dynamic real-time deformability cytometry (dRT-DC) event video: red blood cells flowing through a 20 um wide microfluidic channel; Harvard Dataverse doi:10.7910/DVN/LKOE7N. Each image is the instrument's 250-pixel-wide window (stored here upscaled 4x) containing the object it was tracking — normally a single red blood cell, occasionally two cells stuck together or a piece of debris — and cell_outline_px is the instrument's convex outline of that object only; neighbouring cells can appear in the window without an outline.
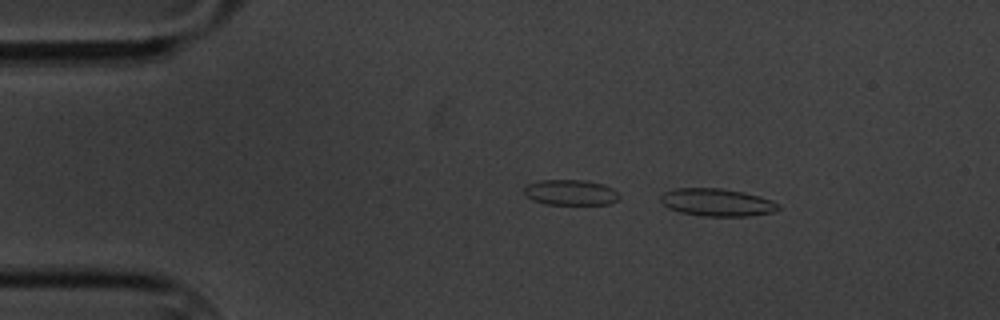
{"species": "common noctule bat (a hibernating species)", "species_latin": "Nyctalus noctula", "temperature_condition": "cold", "stored_images_in_passage": 37, "camera_frame_rate_fps": 3000, "um_per_image_px": 0.085, "animal": {"sex": "male", "body_mass_g": 20.1, "forearm_length_mm": 53.5}, "frame": {"image": 1, "passage_image": 3, "time_ms": 0.667, "image_size_px": [1000, 320], "cell_outline_px": [[780, 208], [772, 212], [748, 216], [704, 216], [680, 212], [668, 208], [660, 200], [660, 196], [664, 192], [676, 188], [720, 188], [744, 192], [760, 196], [772, 200], [780, 204]], "centroid_in_image_um": [60.95, 17.2], "position_along_channel_um": 24.0, "area_um2": 18.96}}
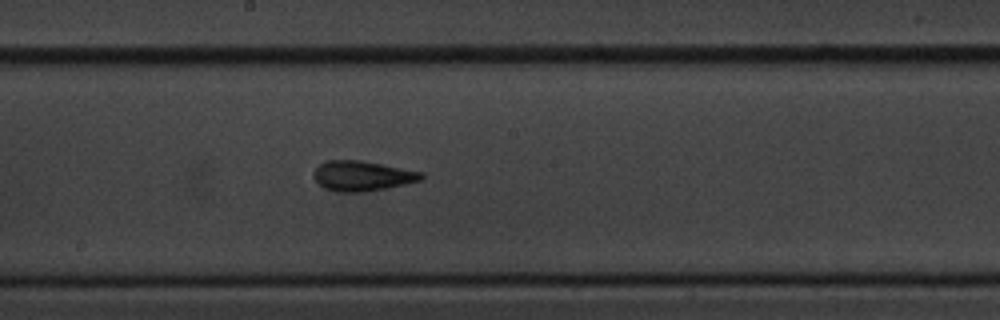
{"frame": {"image": 2, "passage_image": 26, "time_ms": 8.333, "image_size_px": [1000, 320], "cell_outline_px": [[424, 176], [420, 180], [404, 184], [384, 188], [360, 192], [336, 192], [324, 188], [312, 176], [312, 172], [320, 164], [328, 160], [360, 160], [424, 172]], "centroid_in_image_um": [30.76, 14.94], "position_along_channel_um": 217.4, "area_um2": 18.73}}
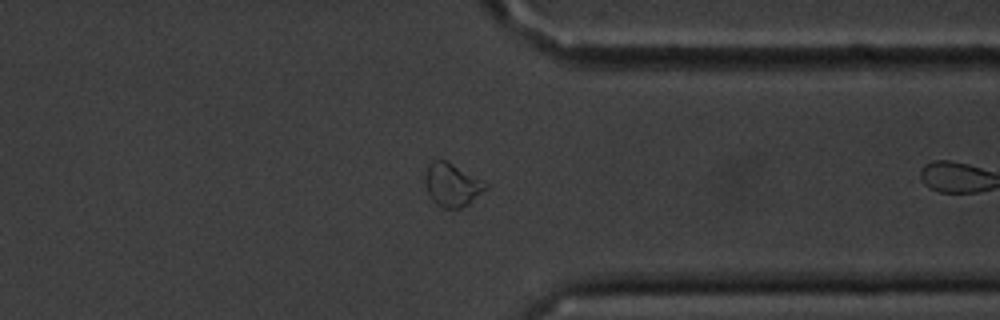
{"frame": {"image": 3, "passage_image": 36, "time_ms": 11.667, "image_size_px": [1000, 320], "cell_outline_px": [[488, 188], [468, 204], [460, 208], [444, 208], [436, 204], [432, 200], [428, 192], [424, 180], [428, 164], [432, 160], [448, 160], [488, 184]], "centroid_in_image_um": [38.42, 15.7], "position_along_channel_um": 373.0, "area_um2": 15.2}}